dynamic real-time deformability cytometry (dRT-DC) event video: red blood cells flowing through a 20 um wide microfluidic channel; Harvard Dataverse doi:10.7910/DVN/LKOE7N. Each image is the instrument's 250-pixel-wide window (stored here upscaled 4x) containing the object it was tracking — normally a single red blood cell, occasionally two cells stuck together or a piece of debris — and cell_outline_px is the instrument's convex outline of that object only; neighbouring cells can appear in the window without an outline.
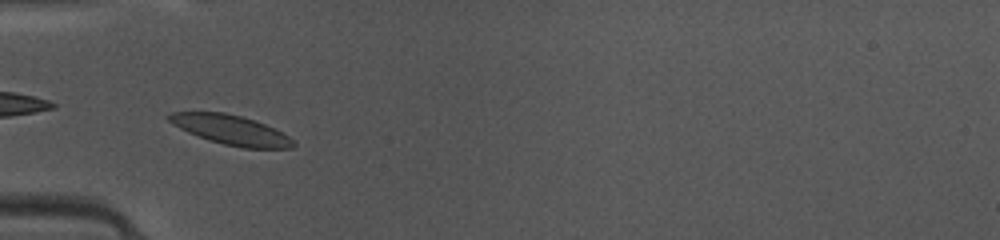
{"species": "common noctule bat (a hibernating species)", "species_latin": "Nyctalus noctula", "temperature_condition": "warm", "stored_images_in_passage": 22, "camera_frame_rate_fps": 3000, "um_per_image_px": 0.085, "animal": {"sex": "female", "body_mass_g": 10.0, "forearm_length_mm": 53.1}, "frame": {"image": 1, "passage_image": 16, "time_ms": 5.0, "image_size_px": [1000, 240], "cell_outline_px": [[296, 144], [292, 148], [244, 148], [224, 144], [188, 132], [172, 124], [164, 116], [172, 112], [224, 112], [240, 116], [264, 124], [288, 136]], "centroid_in_image_um": [19.59, 11.03], "position_along_channel_um": 65.4, "area_um2": 20.98}}